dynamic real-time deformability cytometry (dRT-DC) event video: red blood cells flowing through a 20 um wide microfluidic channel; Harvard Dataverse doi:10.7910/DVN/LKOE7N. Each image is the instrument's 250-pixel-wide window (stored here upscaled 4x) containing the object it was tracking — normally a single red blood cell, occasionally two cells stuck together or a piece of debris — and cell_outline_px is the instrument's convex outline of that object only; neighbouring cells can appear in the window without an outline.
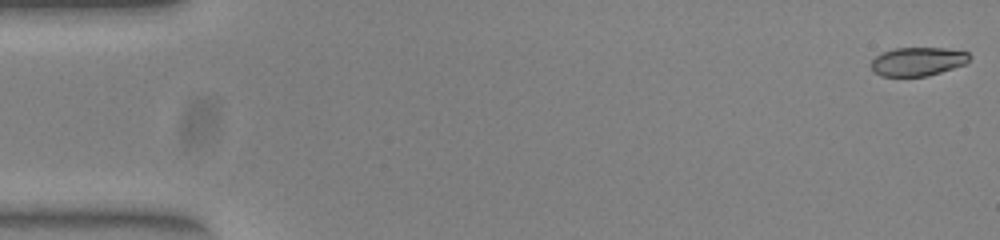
{"species": "common noctule bat (a hibernating species)", "species_latin": "Nyctalus noctula", "temperature_condition": "warm", "stored_images_in_passage": 7, "camera_frame_rate_fps": 3000, "um_per_image_px": 0.085, "animal": {"sex": "female", "body_mass_g": 23.0, "forearm_length_mm": 53.4}, "frame": {"image": 1, "passage_image": 1, "time_ms": 0.0, "image_size_px": [1000, 240], "cell_outline_px": [[972, 56], [964, 64], [928, 76], [880, 76], [872, 68], [872, 60], [876, 56], [892, 48], [944, 48], [968, 52]], "centroid_in_image_um": [78.02, 5.22], "position_along_channel_um": 7.0, "area_um2": 16.24}}